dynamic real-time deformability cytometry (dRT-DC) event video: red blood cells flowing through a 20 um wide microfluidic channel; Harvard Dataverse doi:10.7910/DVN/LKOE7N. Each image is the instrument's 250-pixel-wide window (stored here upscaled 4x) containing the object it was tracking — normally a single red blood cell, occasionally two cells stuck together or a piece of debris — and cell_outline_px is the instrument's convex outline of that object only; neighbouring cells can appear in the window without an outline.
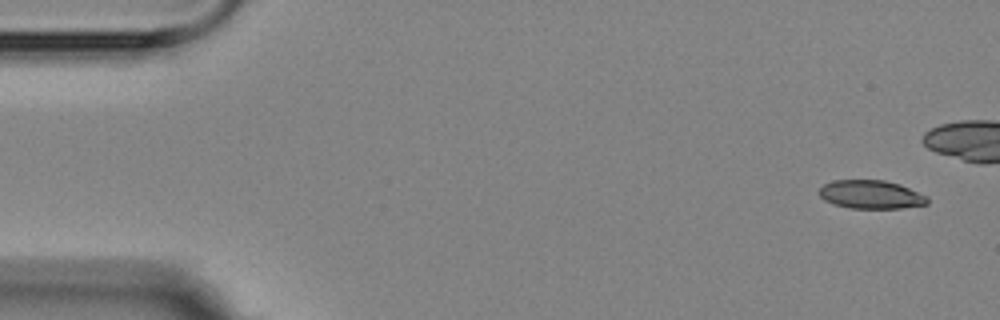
{"species": "Egyptian fruit bat (a non-hibernating species)", "species_latin": "Rousettus aegyptiacus", "temperature_condition": "room temperature", "stored_images_in_passage": 8, "camera_frame_rate_fps": 3000, "um_per_image_px": 0.085, "animal": {"sex": "female"}, "frame": {"image": 1, "passage_image": 1, "time_ms": 0.0, "image_size_px": [1000, 320], "cell_outline_px": [[928, 204], [900, 208], [852, 208], [832, 204], [824, 200], [816, 192], [824, 184], [832, 180], [884, 180], [900, 184], [928, 196]], "centroid_in_image_um": [74.01, 16.53], "position_along_channel_um": 11.0, "area_um2": 18.09}}
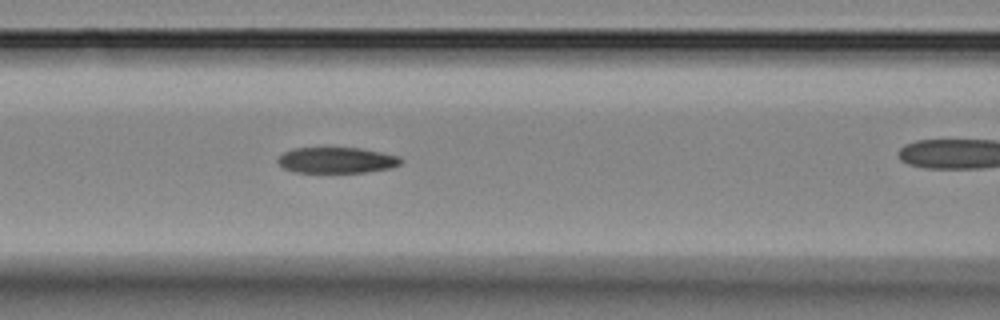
{"frame": {"image": 2, "passage_image": 7, "time_ms": 6.667, "image_size_px": [1000, 320], "cell_outline_px": [[404, 160], [400, 164], [392, 168], [368, 172], [292, 172], [284, 168], [276, 160], [284, 152], [292, 148], [360, 148], [400, 156]], "centroid_in_image_um": [28.64, 13.62], "position_along_channel_um": 138.0, "area_um2": 18.61}}